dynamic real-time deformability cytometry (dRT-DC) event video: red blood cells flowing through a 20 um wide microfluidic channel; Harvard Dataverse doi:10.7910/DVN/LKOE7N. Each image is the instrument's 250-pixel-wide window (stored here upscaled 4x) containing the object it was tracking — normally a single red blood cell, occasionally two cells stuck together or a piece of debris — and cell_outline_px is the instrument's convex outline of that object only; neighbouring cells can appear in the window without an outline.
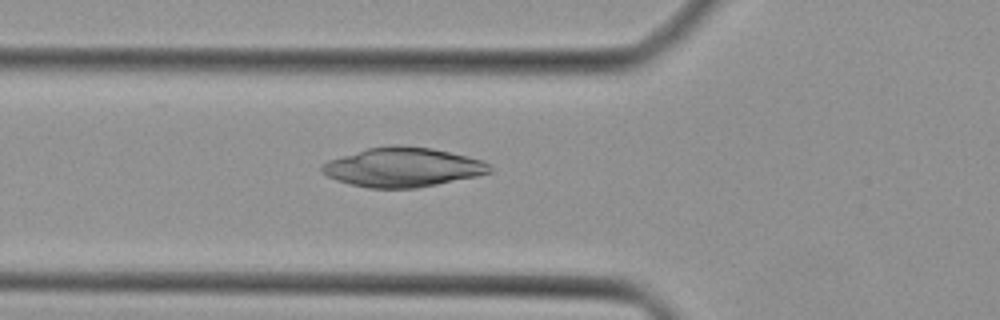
{"species": "Egyptian fruit bat (a non-hibernating species)", "species_latin": "Rousettus aegyptiacus", "temperature_condition": "cold", "stored_images_in_passage": 27, "camera_frame_rate_fps": 3000, "um_per_image_px": 0.085, "animal": {"sex": "female"}, "frame": {"image": 1, "passage_image": 2, "time_ms": 0.333, "image_size_px": [1000, 320], "cell_outline_px": [[492, 172], [476, 176], [416, 188], [368, 188], [336, 180], [320, 172], [320, 168], [328, 160], [368, 148], [396, 144], [432, 148], [468, 156], [484, 160], [492, 168]], "centroid_in_image_um": [34.24, 14.21], "position_along_channel_um": 91.6, "area_um2": 38.32}}
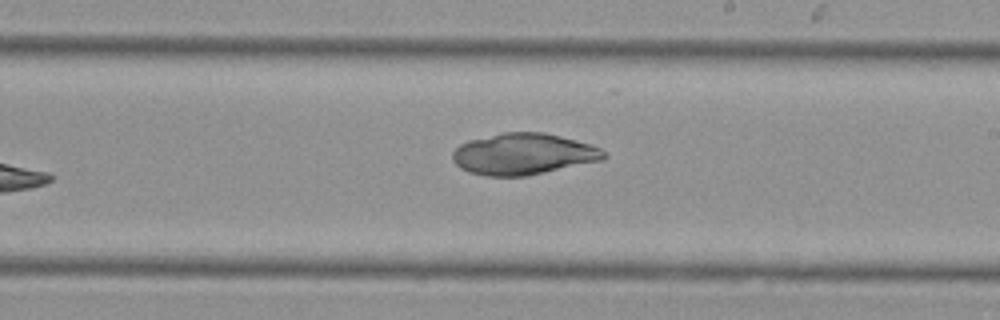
{"frame": {"image": 2, "passage_image": 12, "time_ms": 3.667, "image_size_px": [1000, 320], "cell_outline_px": [[608, 156], [604, 160], [528, 176], [488, 176], [468, 172], [460, 168], [452, 160], [452, 152], [460, 144], [468, 140], [504, 132], [544, 132], [576, 140], [600, 148]], "centroid_in_image_um": [44.48, 13.1], "position_along_channel_um": 244.5, "area_um2": 36.65}}
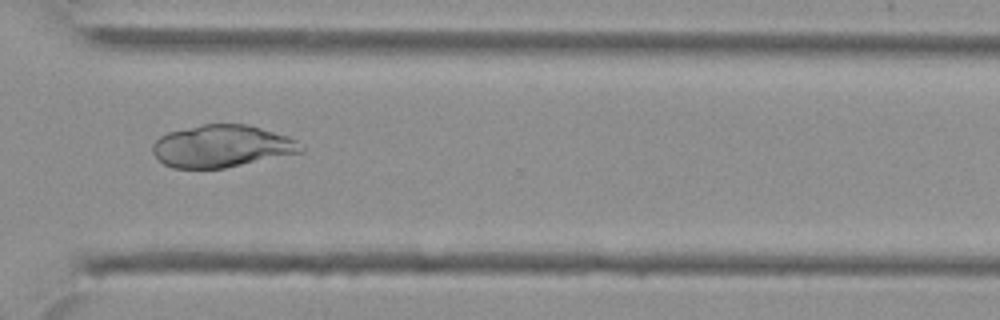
{"frame": {"image": 3, "passage_image": 19, "time_ms": 6.0, "image_size_px": [1000, 320], "cell_outline_px": [[304, 152], [224, 168], [172, 168], [164, 164], [152, 152], [152, 144], [160, 136], [168, 132], [200, 124], [248, 124], [288, 136], [296, 140], [304, 148]], "centroid_in_image_um": [18.85, 12.42], "position_along_channel_um": 351.7, "area_um2": 36.59}}